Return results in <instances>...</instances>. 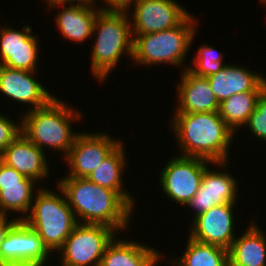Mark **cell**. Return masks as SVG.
<instances>
[{"label": "cell", "instance_id": "6da1fadb", "mask_svg": "<svg viewBox=\"0 0 266 266\" xmlns=\"http://www.w3.org/2000/svg\"><path fill=\"white\" fill-rule=\"evenodd\" d=\"M56 185L64 192L78 223L100 224L117 233L128 230L133 207L116 191L87 178L61 177Z\"/></svg>", "mask_w": 266, "mask_h": 266}, {"label": "cell", "instance_id": "7a4b0ae2", "mask_svg": "<svg viewBox=\"0 0 266 266\" xmlns=\"http://www.w3.org/2000/svg\"><path fill=\"white\" fill-rule=\"evenodd\" d=\"M169 124L180 149L179 155L212 163L230 162V145L235 133L219 112L174 113Z\"/></svg>", "mask_w": 266, "mask_h": 266}, {"label": "cell", "instance_id": "3957f363", "mask_svg": "<svg viewBox=\"0 0 266 266\" xmlns=\"http://www.w3.org/2000/svg\"><path fill=\"white\" fill-rule=\"evenodd\" d=\"M75 109L56 96L46 106L20 114L21 133L45 153L63 152L64 159L80 133L72 129L73 121L83 119L82 111Z\"/></svg>", "mask_w": 266, "mask_h": 266}, {"label": "cell", "instance_id": "277c9868", "mask_svg": "<svg viewBox=\"0 0 266 266\" xmlns=\"http://www.w3.org/2000/svg\"><path fill=\"white\" fill-rule=\"evenodd\" d=\"M96 33V34H95ZM91 47L90 71L93 77L104 83L123 55L133 58V36L129 13L105 12L96 16Z\"/></svg>", "mask_w": 266, "mask_h": 266}, {"label": "cell", "instance_id": "5b68a950", "mask_svg": "<svg viewBox=\"0 0 266 266\" xmlns=\"http://www.w3.org/2000/svg\"><path fill=\"white\" fill-rule=\"evenodd\" d=\"M197 17L190 13L178 26L144 35H132L133 58L138 66H155L169 64L170 66L187 69L186 56L195 40L198 29ZM186 66V67H185Z\"/></svg>", "mask_w": 266, "mask_h": 266}, {"label": "cell", "instance_id": "8992f818", "mask_svg": "<svg viewBox=\"0 0 266 266\" xmlns=\"http://www.w3.org/2000/svg\"><path fill=\"white\" fill-rule=\"evenodd\" d=\"M55 187L58 193L42 187L35 194L29 214L23 219L38 233L52 254L63 246L78 224L64 192L59 186Z\"/></svg>", "mask_w": 266, "mask_h": 266}, {"label": "cell", "instance_id": "52a82bcc", "mask_svg": "<svg viewBox=\"0 0 266 266\" xmlns=\"http://www.w3.org/2000/svg\"><path fill=\"white\" fill-rule=\"evenodd\" d=\"M118 233L105 225L78 223L57 251L61 266H99L107 245Z\"/></svg>", "mask_w": 266, "mask_h": 266}, {"label": "cell", "instance_id": "ba28073f", "mask_svg": "<svg viewBox=\"0 0 266 266\" xmlns=\"http://www.w3.org/2000/svg\"><path fill=\"white\" fill-rule=\"evenodd\" d=\"M172 157L160 170L158 182L165 197L185 208L199 190L205 169L213 163L198 157Z\"/></svg>", "mask_w": 266, "mask_h": 266}, {"label": "cell", "instance_id": "9c48e42d", "mask_svg": "<svg viewBox=\"0 0 266 266\" xmlns=\"http://www.w3.org/2000/svg\"><path fill=\"white\" fill-rule=\"evenodd\" d=\"M51 254L38 233L19 220L1 246V266H48Z\"/></svg>", "mask_w": 266, "mask_h": 266}, {"label": "cell", "instance_id": "30bf717a", "mask_svg": "<svg viewBox=\"0 0 266 266\" xmlns=\"http://www.w3.org/2000/svg\"><path fill=\"white\" fill-rule=\"evenodd\" d=\"M106 132H85L76 137L64 158L69 167L64 177L87 178L104 159L122 142Z\"/></svg>", "mask_w": 266, "mask_h": 266}, {"label": "cell", "instance_id": "8fae6325", "mask_svg": "<svg viewBox=\"0 0 266 266\" xmlns=\"http://www.w3.org/2000/svg\"><path fill=\"white\" fill-rule=\"evenodd\" d=\"M213 165L219 167L218 170H212L210 165L205 169L199 190L186 205L189 210L192 208L191 210L194 211L191 220L214 206L237 203L240 183L228 171H222L230 164L227 161L213 163Z\"/></svg>", "mask_w": 266, "mask_h": 266}, {"label": "cell", "instance_id": "7c38bea8", "mask_svg": "<svg viewBox=\"0 0 266 266\" xmlns=\"http://www.w3.org/2000/svg\"><path fill=\"white\" fill-rule=\"evenodd\" d=\"M133 7V15L129 13L132 35L174 28L190 14L177 0H139Z\"/></svg>", "mask_w": 266, "mask_h": 266}, {"label": "cell", "instance_id": "4fadbf2b", "mask_svg": "<svg viewBox=\"0 0 266 266\" xmlns=\"http://www.w3.org/2000/svg\"><path fill=\"white\" fill-rule=\"evenodd\" d=\"M235 206L236 203L217 205L198 215L191 221L188 236L196 241L228 250L237 237L234 232Z\"/></svg>", "mask_w": 266, "mask_h": 266}, {"label": "cell", "instance_id": "5bb4252c", "mask_svg": "<svg viewBox=\"0 0 266 266\" xmlns=\"http://www.w3.org/2000/svg\"><path fill=\"white\" fill-rule=\"evenodd\" d=\"M0 29V64L13 69L36 71L39 43L30 25L16 29L9 24Z\"/></svg>", "mask_w": 266, "mask_h": 266}, {"label": "cell", "instance_id": "9a60e30c", "mask_svg": "<svg viewBox=\"0 0 266 266\" xmlns=\"http://www.w3.org/2000/svg\"><path fill=\"white\" fill-rule=\"evenodd\" d=\"M37 73L0 64V92L17 104H29L26 111L46 106L56 95L34 78Z\"/></svg>", "mask_w": 266, "mask_h": 266}, {"label": "cell", "instance_id": "2e32d148", "mask_svg": "<svg viewBox=\"0 0 266 266\" xmlns=\"http://www.w3.org/2000/svg\"><path fill=\"white\" fill-rule=\"evenodd\" d=\"M32 178L25 177L14 168L0 163V214L17 213L23 220L30 212L35 194L42 188ZM36 185V187H34Z\"/></svg>", "mask_w": 266, "mask_h": 266}, {"label": "cell", "instance_id": "e0dca14e", "mask_svg": "<svg viewBox=\"0 0 266 266\" xmlns=\"http://www.w3.org/2000/svg\"><path fill=\"white\" fill-rule=\"evenodd\" d=\"M177 83V103L174 113L218 112L220 103L213 93L207 77H200L189 69L181 70Z\"/></svg>", "mask_w": 266, "mask_h": 266}, {"label": "cell", "instance_id": "ac0fdd59", "mask_svg": "<svg viewBox=\"0 0 266 266\" xmlns=\"http://www.w3.org/2000/svg\"><path fill=\"white\" fill-rule=\"evenodd\" d=\"M46 153L20 133L1 154L2 162L17 172L37 181L50 175Z\"/></svg>", "mask_w": 266, "mask_h": 266}, {"label": "cell", "instance_id": "d6986e66", "mask_svg": "<svg viewBox=\"0 0 266 266\" xmlns=\"http://www.w3.org/2000/svg\"><path fill=\"white\" fill-rule=\"evenodd\" d=\"M249 70L242 65L228 63L224 69L207 77L219 103L237 93L266 89V76Z\"/></svg>", "mask_w": 266, "mask_h": 266}, {"label": "cell", "instance_id": "ffe728a7", "mask_svg": "<svg viewBox=\"0 0 266 266\" xmlns=\"http://www.w3.org/2000/svg\"><path fill=\"white\" fill-rule=\"evenodd\" d=\"M48 11L59 8L55 17V24L63 38L72 43H84L90 37H93V27L96 16L101 10L100 7L79 4H56L47 5Z\"/></svg>", "mask_w": 266, "mask_h": 266}, {"label": "cell", "instance_id": "44dd1931", "mask_svg": "<svg viewBox=\"0 0 266 266\" xmlns=\"http://www.w3.org/2000/svg\"><path fill=\"white\" fill-rule=\"evenodd\" d=\"M119 238L116 235L107 245L99 266H157L163 259L164 254L152 246Z\"/></svg>", "mask_w": 266, "mask_h": 266}, {"label": "cell", "instance_id": "7402d4cb", "mask_svg": "<svg viewBox=\"0 0 266 266\" xmlns=\"http://www.w3.org/2000/svg\"><path fill=\"white\" fill-rule=\"evenodd\" d=\"M257 223L236 237L228 249L229 266H266V235Z\"/></svg>", "mask_w": 266, "mask_h": 266}, {"label": "cell", "instance_id": "603a6c76", "mask_svg": "<svg viewBox=\"0 0 266 266\" xmlns=\"http://www.w3.org/2000/svg\"><path fill=\"white\" fill-rule=\"evenodd\" d=\"M124 143L121 142L87 179L97 185L108 188L119 193L134 209L135 199L133 195L124 188V171L127 167V155L125 153Z\"/></svg>", "mask_w": 266, "mask_h": 266}, {"label": "cell", "instance_id": "cb8c5ba5", "mask_svg": "<svg viewBox=\"0 0 266 266\" xmlns=\"http://www.w3.org/2000/svg\"><path fill=\"white\" fill-rule=\"evenodd\" d=\"M183 254L169 258L172 266H229L226 248L196 241L188 236ZM172 263V264H171Z\"/></svg>", "mask_w": 266, "mask_h": 266}, {"label": "cell", "instance_id": "d4e9b609", "mask_svg": "<svg viewBox=\"0 0 266 266\" xmlns=\"http://www.w3.org/2000/svg\"><path fill=\"white\" fill-rule=\"evenodd\" d=\"M262 92L246 91L237 93L220 103L219 115L235 134L238 129H242L248 123Z\"/></svg>", "mask_w": 266, "mask_h": 266}, {"label": "cell", "instance_id": "484cf974", "mask_svg": "<svg viewBox=\"0 0 266 266\" xmlns=\"http://www.w3.org/2000/svg\"><path fill=\"white\" fill-rule=\"evenodd\" d=\"M215 49V47L202 44L198 47V51L193 55V62L188 66L192 73L200 77H209L212 74L224 69L228 64L223 63V53Z\"/></svg>", "mask_w": 266, "mask_h": 266}, {"label": "cell", "instance_id": "4316f807", "mask_svg": "<svg viewBox=\"0 0 266 266\" xmlns=\"http://www.w3.org/2000/svg\"><path fill=\"white\" fill-rule=\"evenodd\" d=\"M260 141L266 143V89L259 96L256 108L251 113L248 123L244 126Z\"/></svg>", "mask_w": 266, "mask_h": 266}, {"label": "cell", "instance_id": "83f0119b", "mask_svg": "<svg viewBox=\"0 0 266 266\" xmlns=\"http://www.w3.org/2000/svg\"><path fill=\"white\" fill-rule=\"evenodd\" d=\"M19 122L8 115L0 113V155L11 144V142L21 133V117ZM17 122V123H16Z\"/></svg>", "mask_w": 266, "mask_h": 266}, {"label": "cell", "instance_id": "f1b7e54d", "mask_svg": "<svg viewBox=\"0 0 266 266\" xmlns=\"http://www.w3.org/2000/svg\"><path fill=\"white\" fill-rule=\"evenodd\" d=\"M103 1L104 6H100V9L105 12H116V13H130L131 8L139 0H100ZM132 5V7H131ZM130 8V9H129Z\"/></svg>", "mask_w": 266, "mask_h": 266}, {"label": "cell", "instance_id": "f546056e", "mask_svg": "<svg viewBox=\"0 0 266 266\" xmlns=\"http://www.w3.org/2000/svg\"><path fill=\"white\" fill-rule=\"evenodd\" d=\"M9 215H2L0 214V266H1V246L3 244V241L5 240L8 232L10 229L19 221V219L15 216L14 218ZM10 218V219H9Z\"/></svg>", "mask_w": 266, "mask_h": 266}, {"label": "cell", "instance_id": "4dcf8cb0", "mask_svg": "<svg viewBox=\"0 0 266 266\" xmlns=\"http://www.w3.org/2000/svg\"><path fill=\"white\" fill-rule=\"evenodd\" d=\"M97 1L100 0H46V5H56V4H79V5H91L95 6ZM76 2V3H75Z\"/></svg>", "mask_w": 266, "mask_h": 266}, {"label": "cell", "instance_id": "1f68e13d", "mask_svg": "<svg viewBox=\"0 0 266 266\" xmlns=\"http://www.w3.org/2000/svg\"><path fill=\"white\" fill-rule=\"evenodd\" d=\"M259 1H261L262 5L266 3V0H259Z\"/></svg>", "mask_w": 266, "mask_h": 266}]
</instances>
